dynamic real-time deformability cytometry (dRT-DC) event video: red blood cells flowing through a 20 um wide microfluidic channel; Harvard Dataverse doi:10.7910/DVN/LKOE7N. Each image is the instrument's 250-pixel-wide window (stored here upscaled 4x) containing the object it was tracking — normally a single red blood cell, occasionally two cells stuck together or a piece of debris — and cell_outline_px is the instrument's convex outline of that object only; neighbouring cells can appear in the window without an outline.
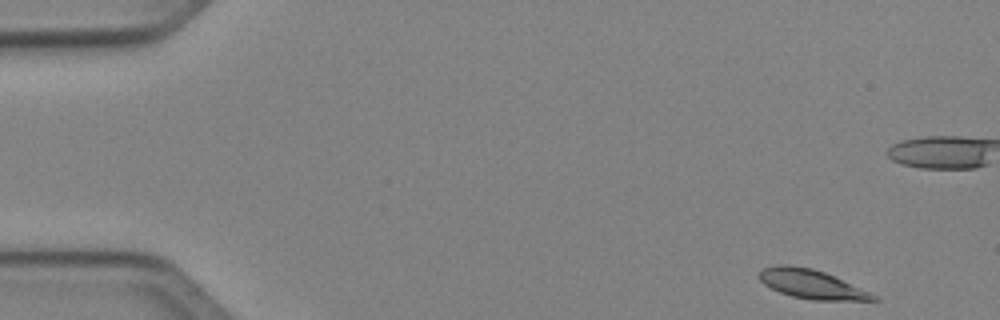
{"species": "Egyptian fruit bat (a non-hibernating species)", "species_latin": "Rousettus aegyptiacus", "temperature_condition": "cold", "stored_images_in_passage": 5, "camera_frame_rate_fps": 3000, "um_per_image_px": 0.085, "animal": {"sex": "female"}, "frame": {"image": 1, "passage_image": 1, "time_ms": 0.0, "image_size_px": [1000, 320], "cell_outline_px": [[880, 300], [812, 300], [792, 296], [780, 292], [764, 284], [760, 280], [760, 268], [780, 264], [788, 264], [812, 268], [824, 272], [868, 292], [876, 296]], "centroid_in_image_um": [68.91, 24.14], "position_along_channel_um": 16.1, "area_um2": 18.9}}